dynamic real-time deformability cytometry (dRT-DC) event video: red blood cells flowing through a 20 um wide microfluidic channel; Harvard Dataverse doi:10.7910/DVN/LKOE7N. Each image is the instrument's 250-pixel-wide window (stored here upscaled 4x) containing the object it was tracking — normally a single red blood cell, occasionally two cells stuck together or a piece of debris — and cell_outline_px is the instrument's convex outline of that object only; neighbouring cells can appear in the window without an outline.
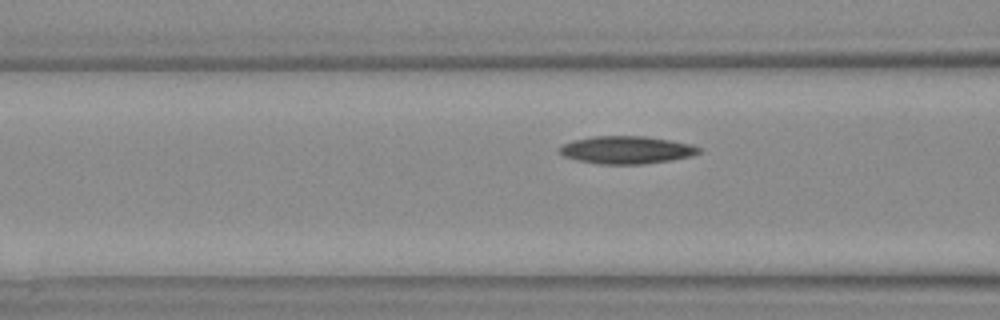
{"species": "Egyptian fruit bat (a non-hibernating species)", "species_latin": "Rousettus aegyptiacus", "temperature_condition": "warm", "stored_images_in_passage": 7, "segment_of_instrument_passage": [2, 2], "camera_frame_rate_fps": 3000, "um_per_image_px": 0.085, "animal": {"sex": "female"}, "frame": {"image": 1, "passage_image": 7, "time_ms": 8.333, "image_size_px": [1000, 320], "cell_outline_px": [[700, 152], [692, 156], [672, 160], [644, 164], [600, 164], [576, 160], [564, 156], [556, 152], [556, 148], [572, 140], [592, 136], [644, 136], [692, 144], [700, 148]], "centroid_in_image_um": [53.2, 12.74], "position_along_channel_um": 113.4, "area_um2": 22.66}}